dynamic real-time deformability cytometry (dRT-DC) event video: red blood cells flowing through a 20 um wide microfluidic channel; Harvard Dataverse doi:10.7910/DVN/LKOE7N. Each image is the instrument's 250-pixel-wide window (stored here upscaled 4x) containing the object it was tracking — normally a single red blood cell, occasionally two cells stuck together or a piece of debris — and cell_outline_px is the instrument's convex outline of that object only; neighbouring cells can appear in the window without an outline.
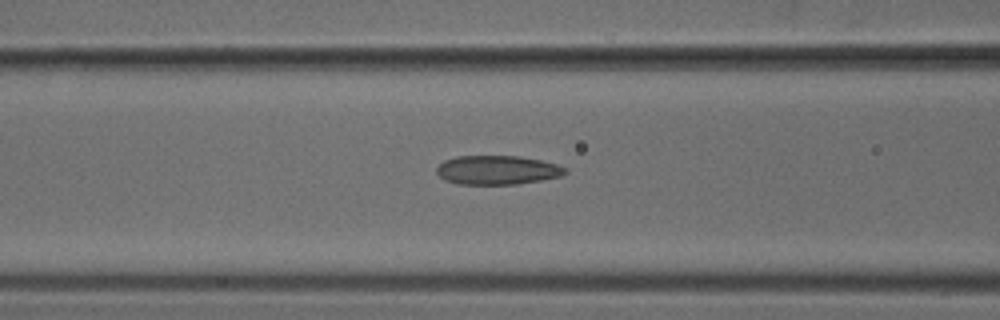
{"species": "common noctule bat (a hibernating species)", "species_latin": "Nyctalus noctula", "temperature_condition": "cold", "stored_images_in_passage": 37, "camera_frame_rate_fps": 3000, "um_per_image_px": 0.085, "animal": {"sex": "male", "body_mass_g": 18.8}, "frame": {"image": 1, "passage_image": 16, "time_ms": 5.0, "image_size_px": [1000, 320], "cell_outline_px": [[568, 172], [560, 176], [540, 180], [516, 184], [456, 184], [444, 180], [436, 172], [436, 168], [444, 160], [456, 156], [520, 156], [540, 160], [556, 164], [568, 168]], "centroid_in_image_um": [42.26, 14.45], "position_along_channel_um": 124.3, "area_um2": 21.79}}
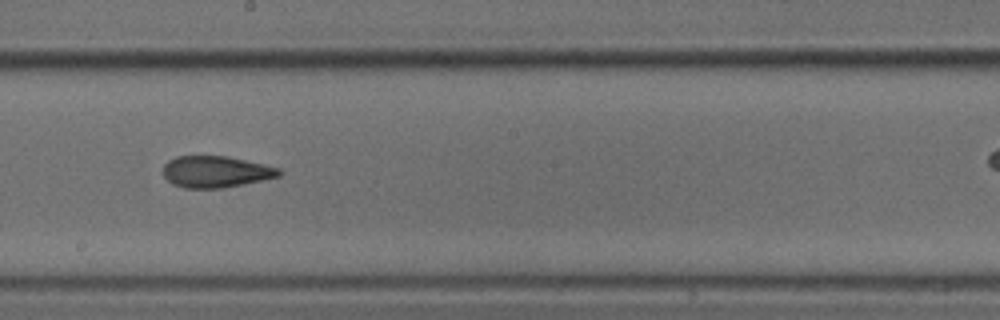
{"frame": {"image": 2, "passage_image": 24, "time_ms": 7.667, "image_size_px": [1000, 320], "cell_outline_px": [[280, 176], [224, 188], [184, 188], [172, 184], [164, 176], [164, 164], [168, 160], [176, 156], [228, 156], [264, 164], [280, 168]], "centroid_in_image_um": [18.33, 14.59], "position_along_channel_um": 229.9, "area_um2": 21.27}}
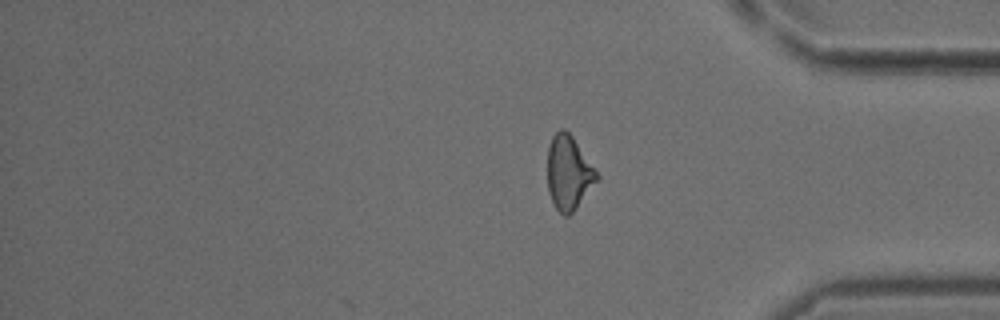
{"frame": {"image": 3, "passage_image": 37, "time_ms": 12.0, "image_size_px": [1000, 320], "cell_outline_px": [[600, 180], [576, 208], [568, 216], [564, 216], [556, 208], [548, 192], [548, 148], [552, 136], [560, 128], [564, 128], [572, 136], [600, 176]], "centroid_in_image_um": [48.35, 14.69], "position_along_channel_um": 386.8, "area_um2": 21.33}}